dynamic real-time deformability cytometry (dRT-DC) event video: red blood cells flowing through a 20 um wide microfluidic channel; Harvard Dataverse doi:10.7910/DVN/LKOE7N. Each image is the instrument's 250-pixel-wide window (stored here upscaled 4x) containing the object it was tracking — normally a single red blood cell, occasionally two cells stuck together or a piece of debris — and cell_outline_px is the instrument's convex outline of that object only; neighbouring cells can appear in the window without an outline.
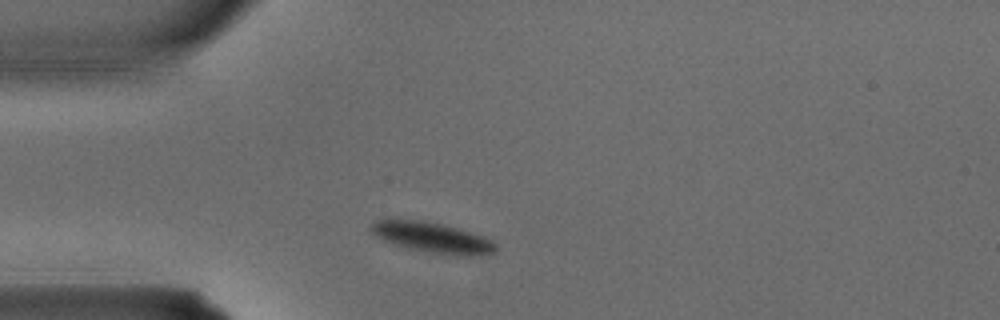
{"species": "common noctule bat (a hibernating species)", "species_latin": "Nyctalus noctula", "temperature_condition": "warm", "stored_images_in_passage": 1, "camera_frame_rate_fps": 3000, "um_per_image_px": 0.085, "animal": {"sex": "male", "body_mass_g": 15.6}, "frame": {"image": 1, "passage_image": 1, "time_ms": 0.0, "image_size_px": [1000, 320], "cell_outline_px": [[496, 248], [492, 252], [484, 256], [460, 256], [424, 252], [392, 244], [376, 236], [368, 228], [376, 220], [424, 220], [456, 228], [484, 236], [492, 240], [496, 244]], "centroid_in_image_um": [36.76, 20.21], "position_along_channel_um": 48.2, "area_um2": 22.14}}